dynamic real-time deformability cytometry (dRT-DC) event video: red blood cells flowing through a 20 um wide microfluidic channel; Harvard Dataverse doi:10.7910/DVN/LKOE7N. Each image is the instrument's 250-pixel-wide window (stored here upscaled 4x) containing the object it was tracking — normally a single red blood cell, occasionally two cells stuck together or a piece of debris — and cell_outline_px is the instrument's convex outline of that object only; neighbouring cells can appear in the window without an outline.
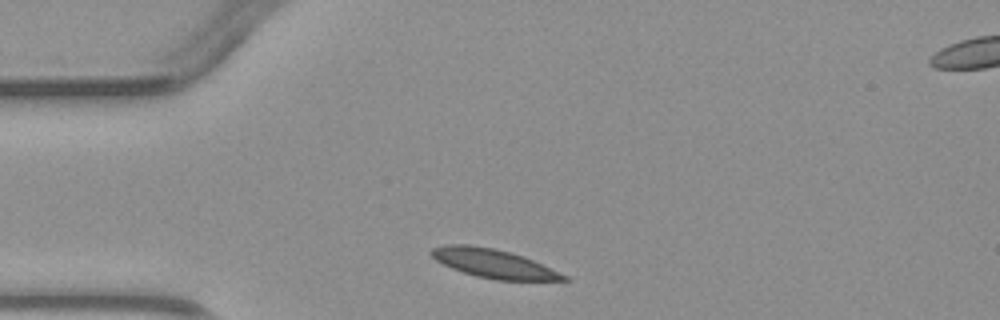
{"species": "common noctule bat (a hibernating species)", "species_latin": "Nyctalus noctula", "temperature_condition": "warm", "stored_images_in_passage": 2, "camera_frame_rate_fps": 3000, "um_per_image_px": 0.085, "animal": {"sex": "male", "body_mass_g": 23.1, "forearm_length_mm": 52.7}, "frame": {"image": 1, "passage_image": 1, "time_ms": 0.0, "image_size_px": [1000, 320], "cell_outline_px": [[572, 280], [496, 280], [476, 276], [452, 268], [436, 260], [428, 252], [432, 248], [444, 244], [468, 244], [492, 248], [524, 256], [568, 276]], "centroid_in_image_um": [41.93, 22.39], "position_along_channel_um": 43.1, "area_um2": 22.02}}